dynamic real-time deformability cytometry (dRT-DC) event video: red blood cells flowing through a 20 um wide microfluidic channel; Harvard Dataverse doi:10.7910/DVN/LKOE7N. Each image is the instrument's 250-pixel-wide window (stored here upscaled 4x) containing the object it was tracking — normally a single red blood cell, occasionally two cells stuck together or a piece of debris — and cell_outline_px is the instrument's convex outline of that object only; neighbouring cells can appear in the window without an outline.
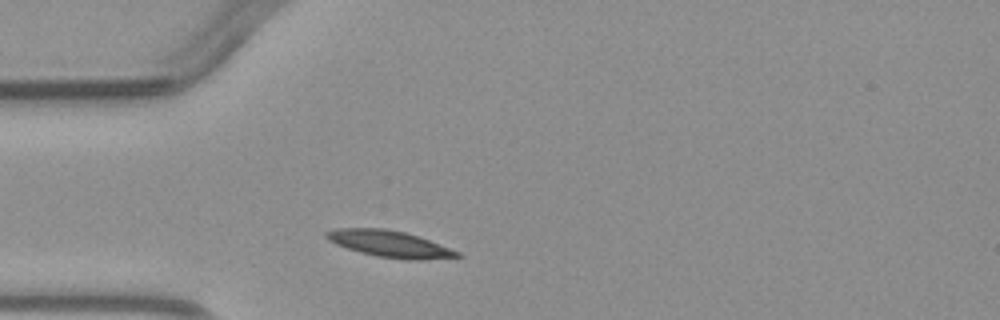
{"species": "common noctule bat (a hibernating species)", "species_latin": "Nyctalus noctula", "temperature_condition": "warm", "stored_images_in_passage": 1, "camera_frame_rate_fps": 3000, "um_per_image_px": 0.085, "animal": {"sex": "male", "body_mass_g": 23.1, "forearm_length_mm": 52.7}, "frame": {"image": 1, "passage_image": 1, "time_ms": 0.0, "image_size_px": [1000, 320], "cell_outline_px": [[464, 256], [420, 260], [404, 260], [376, 256], [360, 252], [336, 244], [328, 240], [324, 236], [324, 232], [336, 228], [384, 228], [404, 232], [428, 240], [460, 252]], "centroid_in_image_um": [33.08, 20.73], "position_along_channel_um": 51.9, "area_um2": 20.11}}